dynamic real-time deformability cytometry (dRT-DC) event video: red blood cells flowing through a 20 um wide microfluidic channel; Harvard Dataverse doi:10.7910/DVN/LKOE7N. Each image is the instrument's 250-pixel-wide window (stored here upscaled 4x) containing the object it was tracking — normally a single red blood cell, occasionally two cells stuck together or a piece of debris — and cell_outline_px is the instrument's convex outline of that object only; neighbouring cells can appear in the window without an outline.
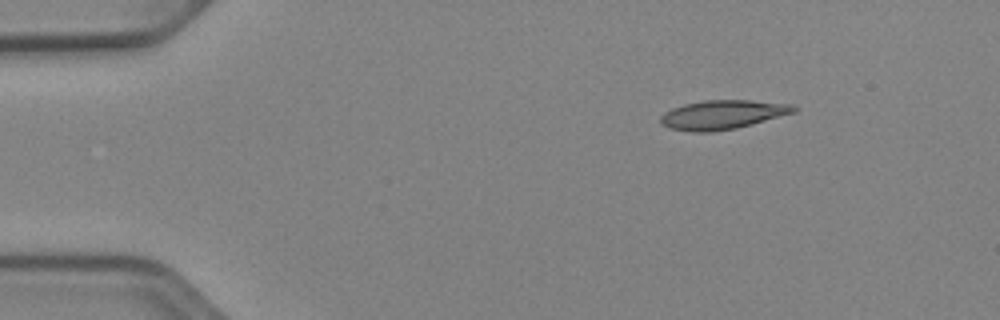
{"species": "Egyptian fruit bat (a non-hibernating species)", "species_latin": "Rousettus aegyptiacus", "temperature_condition": "cold", "stored_images_in_passage": 45, "camera_frame_rate_fps": 3000, "um_per_image_px": 0.085, "animal": {"sex": "female"}, "frame": {"image": 1, "passage_image": 1, "time_ms": 0.0, "image_size_px": [1000, 320], "cell_outline_px": [[796, 112], [752, 124], [736, 128], [712, 132], [692, 132], [668, 128], [660, 124], [660, 116], [664, 112], [672, 108], [684, 104], [704, 100], [752, 100], [792, 104], [796, 108]], "centroid_in_image_um": [61.39, 9.75], "position_along_channel_um": 23.6, "area_um2": 22.72}}
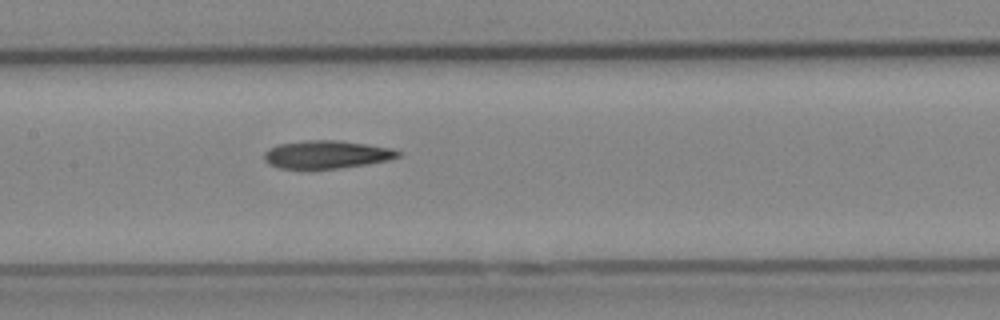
{"frame": {"image": 2, "passage_image": 19, "time_ms": 6.0, "image_size_px": [1000, 320], "cell_outline_px": [[400, 156], [388, 160], [368, 164], [340, 168], [280, 168], [268, 164], [264, 160], [264, 152], [268, 148], [276, 144], [308, 140], [336, 140], [392, 148], [400, 152]], "centroid_in_image_um": [27.72, 13.13], "position_along_channel_um": 179.7, "area_um2": 21.73}}
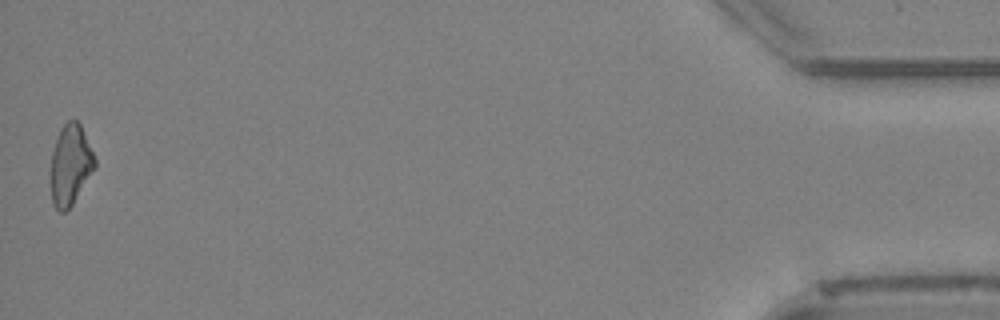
{"frame": {"image": 3, "passage_image": 45, "time_ms": 14.667, "image_size_px": [1000, 320], "cell_outline_px": [[96, 168], [72, 204], [64, 212], [60, 212], [52, 204], [48, 172], [52, 152], [60, 128], [68, 120], [76, 120], [80, 124], [96, 160]], "centroid_in_image_um": [5.94, 14.04], "position_along_channel_um": 429.3, "area_um2": 21.04}, "authors_computed_cell_mechanics": {"area_um2": 21.7906, "velocity_mm_per_s": 3.9359, "shape_relaxation_time_tau1_ms": null, "shape_relaxation_time_tau2_ms": 8.1303, "deformation_change_tau1": null, "deformation_change_tau2": 0.2191}}